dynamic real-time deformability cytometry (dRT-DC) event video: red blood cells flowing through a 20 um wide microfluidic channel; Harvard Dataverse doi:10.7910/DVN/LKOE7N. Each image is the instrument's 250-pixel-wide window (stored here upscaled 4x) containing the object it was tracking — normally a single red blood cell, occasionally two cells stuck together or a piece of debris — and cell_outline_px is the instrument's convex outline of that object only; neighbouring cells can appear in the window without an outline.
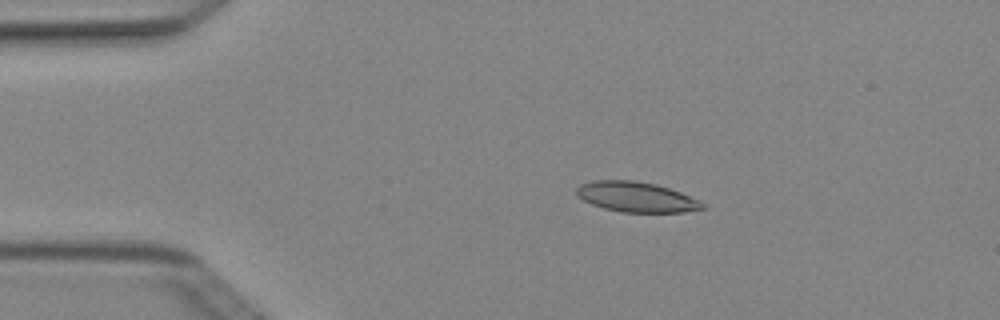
{"species": "Egyptian fruit bat (a non-hibernating species)", "species_latin": "Rousettus aegyptiacus", "temperature_condition": "cold", "stored_images_in_passage": 4, "camera_frame_rate_fps": 3000, "um_per_image_px": 0.085, "animal": {"sex": "female"}, "frame": {"image": 1, "passage_image": 2, "time_ms": 0.333, "image_size_px": [1000, 320], "cell_outline_px": [[708, 208], [684, 212], [620, 212], [604, 208], [592, 204], [576, 196], [576, 188], [580, 184], [592, 180], [632, 180], [656, 184], [680, 192], [700, 200]], "centroid_in_image_um": [54.09, 16.74], "position_along_channel_um": 30.9, "area_um2": 22.25}}
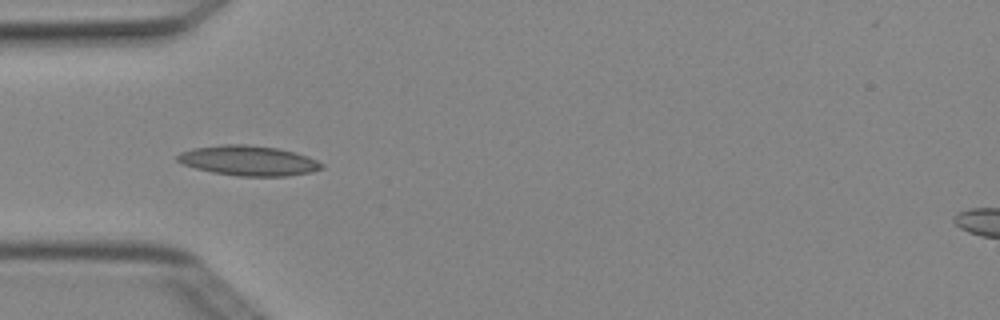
{"frame": {"image": 2, "passage_image": 3, "time_ms": 0.667, "image_size_px": [1000, 320], "cell_outline_px": [[324, 168], [312, 172], [288, 176], [236, 176], [212, 172], [196, 168], [184, 164], [176, 160], [176, 156], [180, 152], [192, 148], [224, 144], [248, 144], [276, 148], [308, 156], [324, 164]], "centroid_in_image_um": [21.12, 13.65], "position_along_channel_um": 63.9, "area_um2": 25.26}}
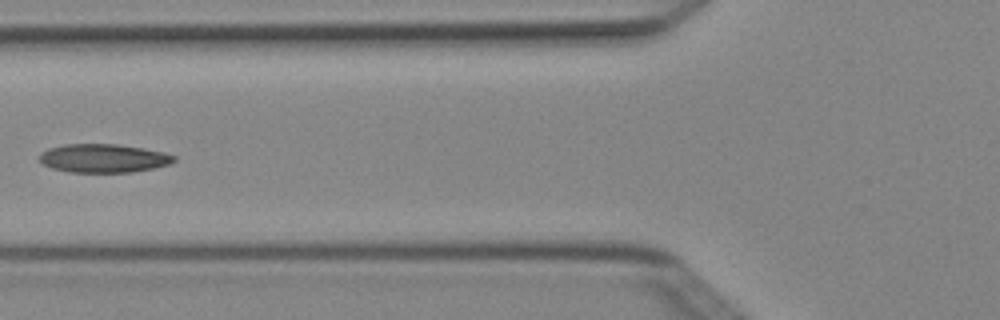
{"frame": {"image": 3, "passage_image": 4, "time_ms": 1.0, "image_size_px": [1000, 320], "cell_outline_px": [[176, 160], [168, 164], [156, 168], [132, 172], [68, 172], [52, 168], [44, 164], [40, 160], [40, 152], [48, 148], [64, 144], [120, 144], [144, 148], [164, 152], [176, 156]], "centroid_in_image_um": [8.81, 13.44], "position_along_channel_um": 117.0, "area_um2": 22.54}}